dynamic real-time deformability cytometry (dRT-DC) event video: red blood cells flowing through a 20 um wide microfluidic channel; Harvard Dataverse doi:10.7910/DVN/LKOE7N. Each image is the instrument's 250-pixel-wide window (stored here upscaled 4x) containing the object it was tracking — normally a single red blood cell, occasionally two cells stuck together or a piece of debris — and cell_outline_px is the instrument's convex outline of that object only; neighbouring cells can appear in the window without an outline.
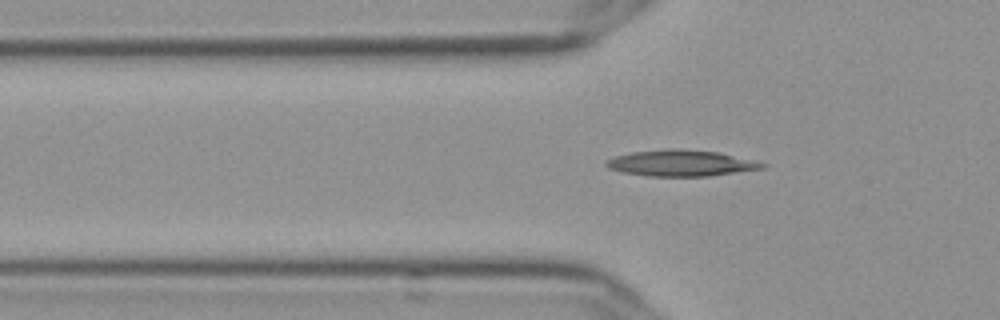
{"species": "Egyptian fruit bat (a non-hibernating species)", "species_latin": "Rousettus aegyptiacus", "temperature_condition": "cold", "stored_images_in_passage": 45, "camera_frame_rate_fps": 3000, "um_per_image_px": 0.085, "frame": {"image": 1, "passage_image": 13, "time_ms": 4.0, "image_size_px": [1000, 320], "cell_outline_px": [[768, 164], [764, 168], [708, 176], [648, 176], [624, 172], [608, 168], [604, 164], [608, 160], [616, 156], [632, 152], [668, 148], [676, 148], [720, 152]], "centroid_in_image_um": [57.89, 13.86], "position_along_channel_um": 67.9, "area_um2": 23.64}}
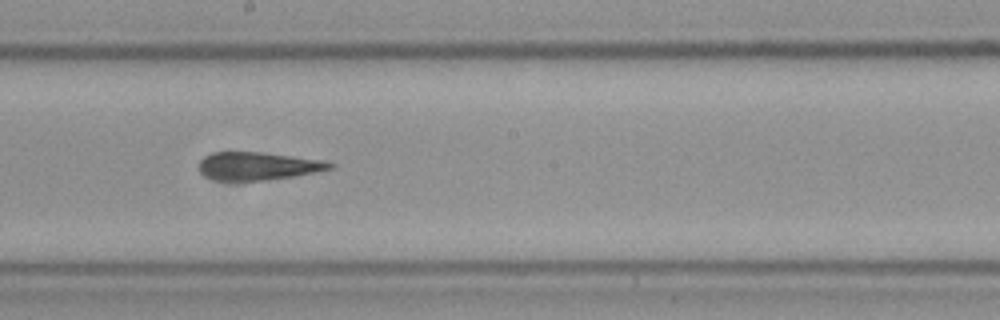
{"frame": {"image": 2, "passage_image": 26, "time_ms": 8.333, "image_size_px": [1000, 320], "cell_outline_px": [[336, 164], [332, 168], [292, 176], [264, 180], [216, 180], [204, 176], [200, 172], [200, 160], [204, 156], [212, 152], [264, 152], [324, 160]], "centroid_in_image_um": [21.9, 14.1], "position_along_channel_um": 226.3, "area_um2": 21.15}}
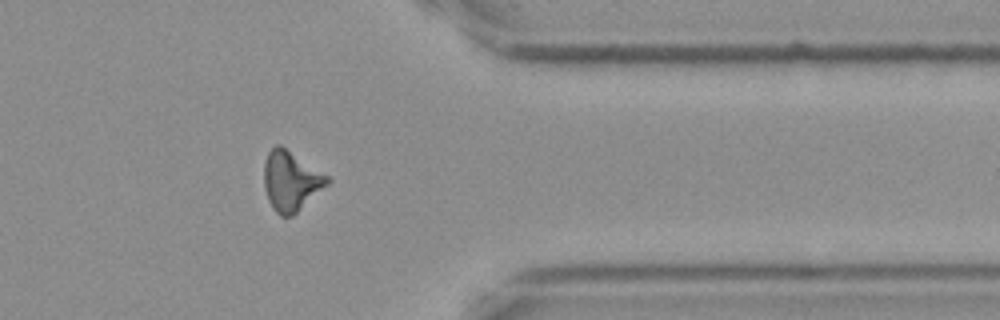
{"frame": {"image": 3, "passage_image": 40, "time_ms": 13.0, "image_size_px": [1000, 320], "cell_outline_px": [[332, 180], [328, 184], [292, 216], [280, 216], [272, 208], [268, 200], [264, 188], [264, 164], [268, 152], [276, 144], [280, 144], [328, 176]], "centroid_in_image_um": [24.71, 15.38], "position_along_channel_um": 386.7, "area_um2": 21.85}, "authors_computed_cell_mechanics": {"area_um2": 21.2704, "velocity_mm_per_s": 3.6652, "shape_relaxation_time_tau1_ms": null, "shape_relaxation_time_tau2_ms": 4.1977, "deformation_change_tau1": null, "deformation_change_tau2": 0.1643}}